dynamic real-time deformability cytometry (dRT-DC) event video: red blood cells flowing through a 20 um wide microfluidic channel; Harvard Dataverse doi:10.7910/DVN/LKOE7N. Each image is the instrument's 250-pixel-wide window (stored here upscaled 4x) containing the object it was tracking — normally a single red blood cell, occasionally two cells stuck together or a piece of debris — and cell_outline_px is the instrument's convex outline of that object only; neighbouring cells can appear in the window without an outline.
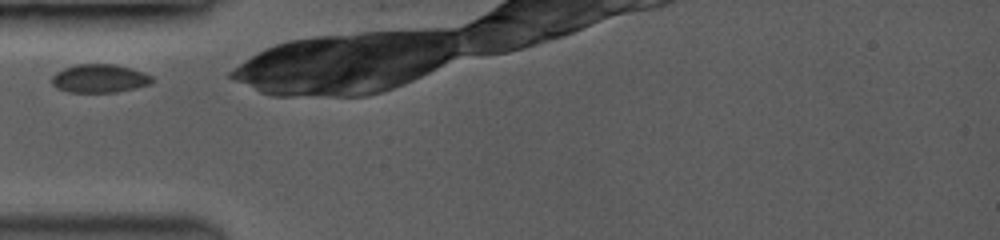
{"species": "common noctule bat (a hibernating species)", "species_latin": "Nyctalus noctula", "temperature_condition": "room temperature", "stored_images_in_passage": 17, "camera_frame_rate_fps": 3500, "um_per_image_px": 0.085, "animal": {"sex": "female", "body_mass_g": 19.0, "forearm_length_mm": 53.3}, "frame": {"image": 1, "passage_image": 1, "time_ms": 0.0, "image_size_px": [1000, 240], "cell_outline_px": [[152, 84], [116, 92], [68, 92], [56, 88], [52, 84], [52, 76], [56, 72], [64, 68], [76, 64], [116, 64], [132, 68], [144, 72], [152, 76]], "centroid_in_image_um": [8.46, 6.66], "position_along_channel_um": 76.5, "area_um2": 16.7}}